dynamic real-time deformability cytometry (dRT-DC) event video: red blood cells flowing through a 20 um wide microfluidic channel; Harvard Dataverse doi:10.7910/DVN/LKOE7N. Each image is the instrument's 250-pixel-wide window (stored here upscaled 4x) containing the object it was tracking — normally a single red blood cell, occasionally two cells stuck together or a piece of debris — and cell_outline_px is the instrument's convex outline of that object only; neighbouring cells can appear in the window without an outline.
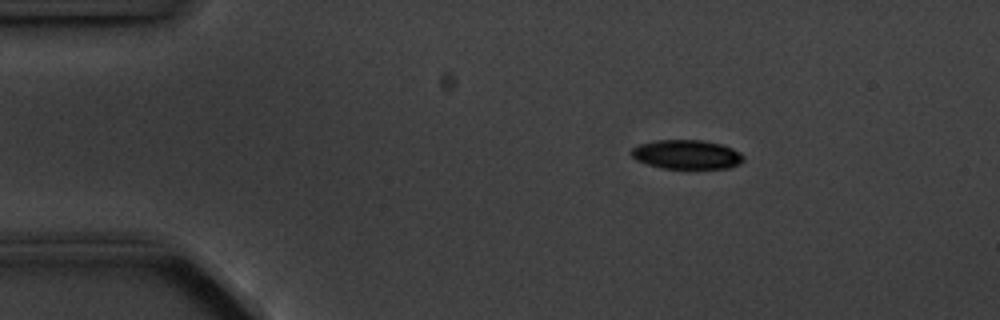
{"species": "common noctule bat (a hibernating species)", "species_latin": "Nyctalus noctula", "temperature_condition": "cold", "stored_images_in_passage": 3, "camera_frame_rate_fps": 3000, "um_per_image_px": 0.085, "animal": {"sex": "male", "body_mass_g": 20.1, "forearm_length_mm": 53.5}, "frame": {"image": 1, "passage_image": 1, "time_ms": 0.0, "image_size_px": [1000, 320], "cell_outline_px": [[744, 160], [740, 164], [728, 168], [660, 168], [636, 160], [632, 156], [632, 148], [640, 144], [656, 140], [700, 140], [720, 144], [732, 148], [740, 152], [744, 156]], "centroid_in_image_um": [58.39, 13.13], "position_along_channel_um": 26.6, "area_um2": 18.96}}